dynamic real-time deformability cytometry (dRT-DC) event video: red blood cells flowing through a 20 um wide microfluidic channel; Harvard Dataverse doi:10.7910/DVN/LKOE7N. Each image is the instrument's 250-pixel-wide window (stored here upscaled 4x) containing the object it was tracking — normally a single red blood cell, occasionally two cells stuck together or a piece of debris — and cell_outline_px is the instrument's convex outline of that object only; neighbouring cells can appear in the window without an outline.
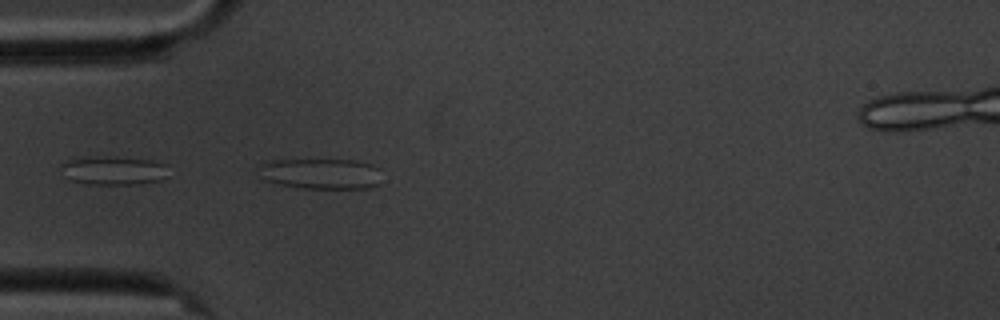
{"species": "common noctule bat (a hibernating species)", "species_latin": "Nyctalus noctula", "temperature_condition": "cold", "stored_images_in_passage": 5, "camera_frame_rate_fps": 3000, "um_per_image_px": 0.085, "animal": {"sex": "male", "body_mass_g": 20.1, "forearm_length_mm": 53.5}, "frame": {"image": 1, "passage_image": 5, "time_ms": 4.333, "image_size_px": [1000, 320], "cell_outline_px": [[380, 184], [368, 188], [304, 188], [280, 184], [264, 180], [260, 176], [260, 164], [264, 160], [356, 160], [372, 164], [380, 168]], "centroid_in_image_um": [27.3, 14.75], "position_along_channel_um": 57.7, "area_um2": 22.14}}